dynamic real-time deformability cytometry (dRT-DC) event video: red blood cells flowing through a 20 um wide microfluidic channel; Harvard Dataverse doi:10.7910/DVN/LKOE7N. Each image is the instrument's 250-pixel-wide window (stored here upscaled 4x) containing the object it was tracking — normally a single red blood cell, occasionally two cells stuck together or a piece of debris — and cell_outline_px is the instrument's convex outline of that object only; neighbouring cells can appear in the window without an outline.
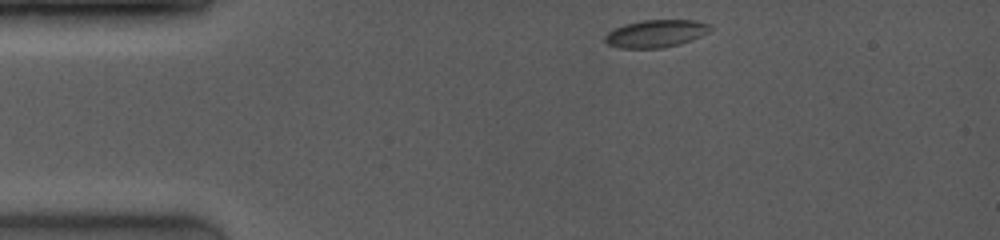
{"species": "common noctule bat (a hibernating species)", "species_latin": "Nyctalus noctula", "temperature_condition": "room temperature", "stored_images_in_passage": 9, "camera_frame_rate_fps": 4000, "um_per_image_px": 0.085, "animal": {"sex": "female", "body_mass_g": 19.0, "forearm_length_mm": 53.3}, "frame": {"image": 1, "passage_image": 1, "time_ms": 0.0, "image_size_px": [1000, 240], "cell_outline_px": [[712, 28], [708, 32], [692, 40], [680, 44], [660, 48], [620, 48], [608, 44], [604, 40], [604, 36], [608, 32], [624, 24], [640, 20], [696, 20], [712, 24]], "centroid_in_image_um": [55.77, 2.84], "position_along_channel_um": 29.2, "area_um2": 16.99}}
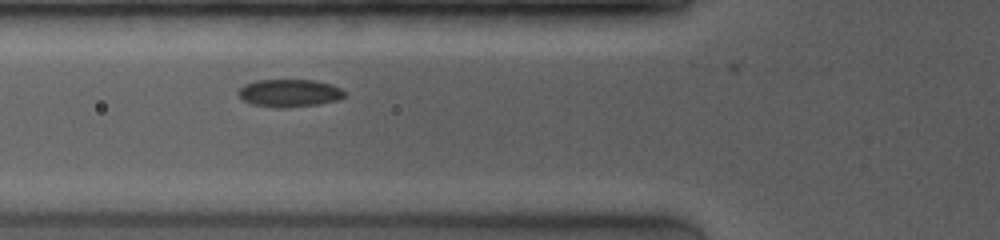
{"frame": {"image": 2, "passage_image": 6, "time_ms": 3.25, "image_size_px": [1000, 240], "cell_outline_px": [[348, 96], [340, 100], [316, 104], [284, 108], [276, 108], [252, 104], [244, 100], [236, 92], [244, 84], [256, 80], [312, 80], [332, 84], [340, 88]], "centroid_in_image_um": [24.61, 7.91], "position_along_channel_um": 101.2, "area_um2": 17.22}}